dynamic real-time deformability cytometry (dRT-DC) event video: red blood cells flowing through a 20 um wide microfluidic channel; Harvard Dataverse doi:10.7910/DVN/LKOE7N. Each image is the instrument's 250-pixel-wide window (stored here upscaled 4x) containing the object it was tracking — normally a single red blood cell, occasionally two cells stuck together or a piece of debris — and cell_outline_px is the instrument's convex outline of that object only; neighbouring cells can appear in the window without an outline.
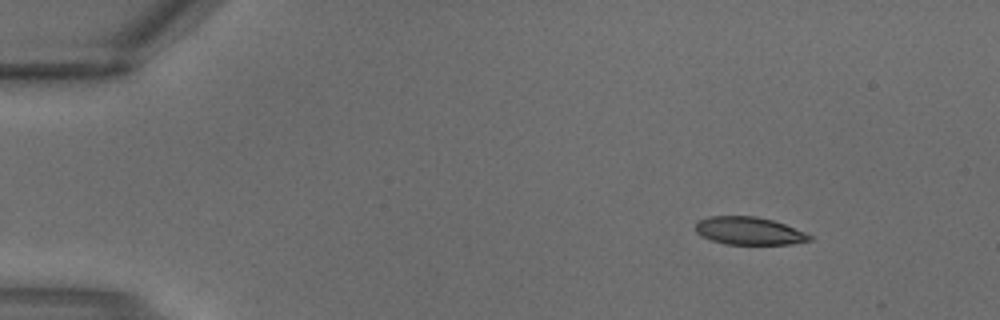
{"species": "common noctule bat (a hibernating species)", "species_latin": "Nyctalus noctula", "temperature_condition": "warm", "stored_images_in_passage": 2, "camera_frame_rate_fps": 3000, "um_per_image_px": 0.085, "animal": {"sex": "male", "body_mass_g": 18.8}, "frame": {"image": 1, "passage_image": 1, "time_ms": 0.0, "image_size_px": [1000, 320], "cell_outline_px": [[812, 240], [792, 244], [728, 244], [712, 240], [700, 236], [696, 232], [696, 220], [708, 216], [756, 216], [772, 220], [784, 224], [804, 232], [812, 236]], "centroid_in_image_um": [63.63, 19.62], "position_along_channel_um": 21.4, "area_um2": 18.44}}